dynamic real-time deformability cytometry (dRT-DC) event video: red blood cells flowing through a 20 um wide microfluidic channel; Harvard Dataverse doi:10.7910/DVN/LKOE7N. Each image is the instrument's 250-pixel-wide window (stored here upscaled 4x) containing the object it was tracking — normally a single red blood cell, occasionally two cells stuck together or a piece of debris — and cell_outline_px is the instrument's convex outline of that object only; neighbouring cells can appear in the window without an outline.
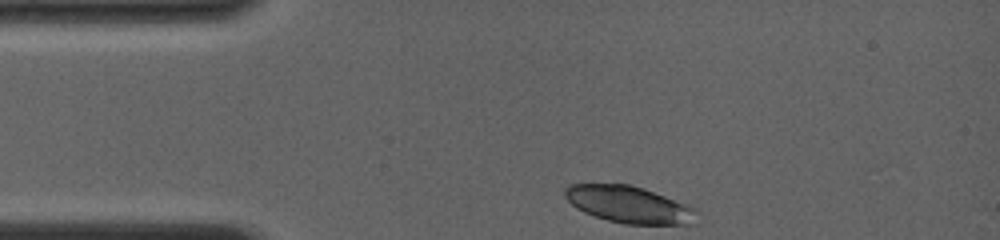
{"species": "common noctule bat (a hibernating species)", "species_latin": "Nyctalus noctula", "temperature_condition": "room temperature", "stored_images_in_passage": 10, "camera_frame_rate_fps": 4000, "um_per_image_px": 0.085, "animal": {"sex": "female", "body_mass_g": 19.0, "forearm_length_mm": 56.7}, "frame": {"image": 1, "passage_image": 1, "time_ms": 0.0, "image_size_px": [1000, 240], "cell_outline_px": [[696, 224], [624, 224], [608, 220], [584, 212], [576, 208], [564, 196], [564, 188], [568, 184], [628, 184], [644, 188], [688, 204], [696, 208]], "centroid_in_image_um": [53.48, 17.38], "position_along_channel_um": 31.5, "area_um2": 28.44}}